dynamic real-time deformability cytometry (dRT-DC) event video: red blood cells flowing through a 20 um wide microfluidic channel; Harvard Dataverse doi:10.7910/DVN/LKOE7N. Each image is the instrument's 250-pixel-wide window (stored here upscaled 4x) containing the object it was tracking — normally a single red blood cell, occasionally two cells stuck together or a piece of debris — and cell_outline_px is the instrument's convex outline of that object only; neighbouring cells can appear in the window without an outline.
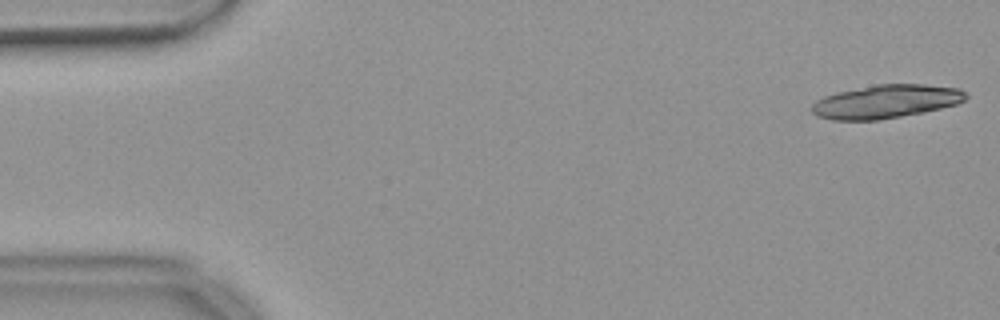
{"species": "common noctule bat (a hibernating species)", "species_latin": "Nyctalus noctula", "temperature_condition": "warm", "stored_images_in_passage": 18, "camera_frame_rate_fps": 3000, "um_per_image_px": 0.085, "animal": {"sex": "female", "body_mass_g": 18.4}, "frame": {"image": 1, "passage_image": 1, "time_ms": 0.0, "image_size_px": [1000, 320], "cell_outline_px": [[968, 96], [964, 100], [956, 104], [940, 108], [880, 120], [832, 120], [816, 116], [812, 112], [812, 104], [816, 100], [824, 96], [836, 92], [876, 84], [924, 84], [960, 88], [968, 92]], "centroid_in_image_um": [75.3, 8.62], "position_along_channel_um": 9.7, "area_um2": 30.06}}